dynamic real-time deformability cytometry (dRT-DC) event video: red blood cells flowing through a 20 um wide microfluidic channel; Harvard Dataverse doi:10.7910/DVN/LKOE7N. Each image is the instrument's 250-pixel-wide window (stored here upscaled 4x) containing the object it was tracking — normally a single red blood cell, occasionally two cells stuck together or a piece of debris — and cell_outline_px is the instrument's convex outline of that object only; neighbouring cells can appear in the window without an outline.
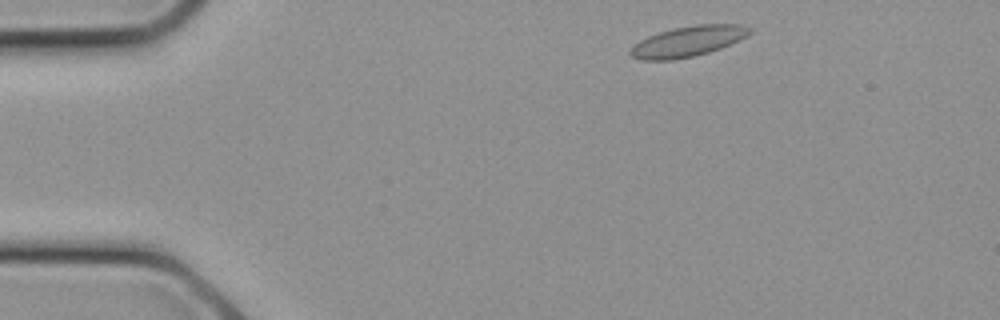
{"species": "common noctule bat (a hibernating species)", "species_latin": "Nyctalus noctula", "temperature_condition": "cold", "stored_images_in_passage": 10, "camera_frame_rate_fps": 3000, "um_per_image_px": 0.085, "animal": {"sex": "female", "body_mass_g": 21.9}, "frame": {"image": 1, "passage_image": 1, "time_ms": 0.0, "image_size_px": [1000, 320], "cell_outline_px": [[752, 32], [748, 36], [720, 48], [708, 52], [692, 56], [672, 60], [640, 60], [632, 56], [628, 52], [640, 40], [648, 36], [672, 28], [696, 24], [744, 24], [752, 28]], "centroid_in_image_um": [58.51, 3.5], "position_along_channel_um": 26.5, "area_um2": 21.15}}